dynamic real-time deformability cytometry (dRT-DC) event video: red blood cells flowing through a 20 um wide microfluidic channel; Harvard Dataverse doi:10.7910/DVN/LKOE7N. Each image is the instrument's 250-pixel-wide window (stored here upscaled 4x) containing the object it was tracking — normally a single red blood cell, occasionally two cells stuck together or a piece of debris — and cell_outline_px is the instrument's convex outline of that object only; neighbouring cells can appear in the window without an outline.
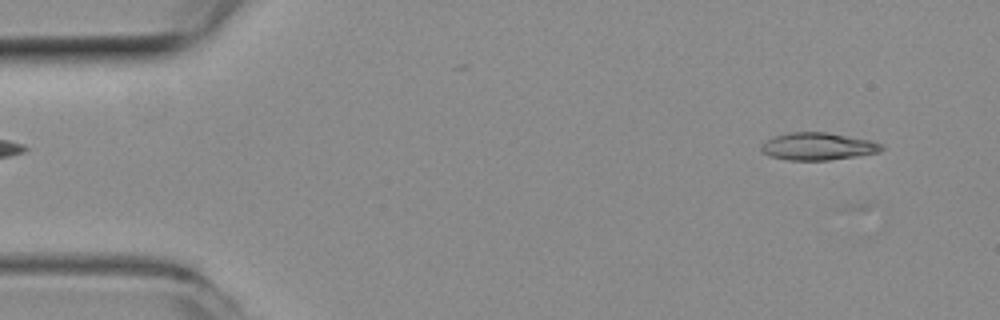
{"species": "common noctule bat (a hibernating species)", "species_latin": "Nyctalus noctula", "temperature_condition": "room temperature", "stored_images_in_passage": 2, "camera_frame_rate_fps": 3000, "um_per_image_px": 0.085, "animal": {"sex": "female", "body_mass_g": 19.3, "forearm_length_mm": 54.1}, "frame": {"image": 1, "passage_image": 1, "time_ms": 0.0, "image_size_px": [1000, 320], "cell_outline_px": [[884, 148], [880, 152], [856, 156], [828, 160], [788, 160], [768, 156], [760, 148], [760, 144], [776, 136], [792, 132], [824, 132], [868, 140], [884, 144]], "centroid_in_image_um": [69.52, 12.45], "position_along_channel_um": 15.5, "area_um2": 19.02}}